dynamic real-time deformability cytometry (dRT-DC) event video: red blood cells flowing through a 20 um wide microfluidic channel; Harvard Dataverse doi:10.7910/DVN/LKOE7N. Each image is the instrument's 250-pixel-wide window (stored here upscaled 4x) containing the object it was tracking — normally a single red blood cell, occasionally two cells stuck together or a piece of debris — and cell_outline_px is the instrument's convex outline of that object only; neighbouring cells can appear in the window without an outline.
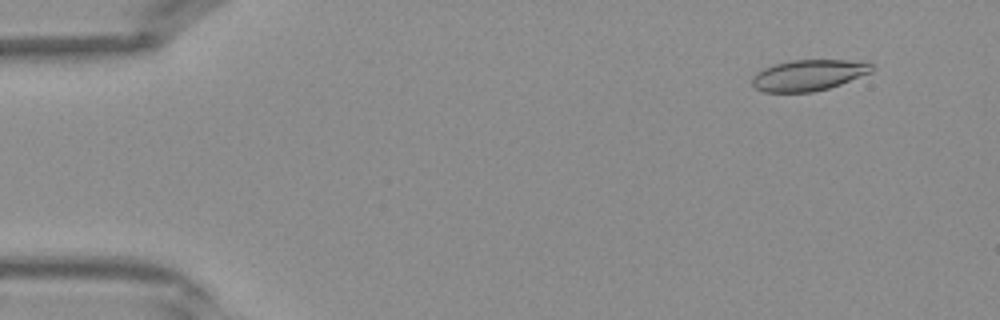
{"species": "Egyptian fruit bat (a non-hibernating species)", "species_latin": "Rousettus aegyptiacus", "temperature_condition": "warm", "stored_images_in_passage": 42, "segment_of_instrument_passage": [1, 2], "camera_frame_rate_fps": 3000, "um_per_image_px": 0.085, "frame": {"image": 1, "passage_image": 4, "time_ms": 1.0, "image_size_px": [1000, 320], "cell_outline_px": [[872, 72], [840, 84], [828, 88], [812, 92], [764, 92], [756, 88], [752, 84], [752, 76], [756, 72], [764, 68], [776, 64], [792, 60], [864, 60], [872, 64]], "centroid_in_image_um": [68.74, 6.38], "position_along_channel_um": 16.3, "area_um2": 21.62}}
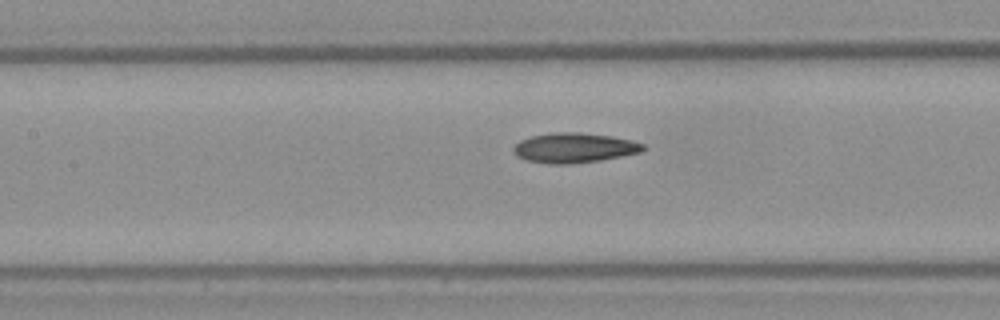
{"frame": {"image": 2, "passage_image": 19, "time_ms": 6.0, "image_size_px": [1000, 320], "cell_outline_px": [[644, 148], [640, 152], [600, 160], [572, 164], [548, 164], [524, 160], [516, 156], [512, 148], [520, 140], [532, 136], [552, 132], [580, 132], [612, 136], [632, 140], [644, 144]], "centroid_in_image_um": [48.76, 12.56], "position_along_channel_um": 158.6, "area_um2": 22.66}}
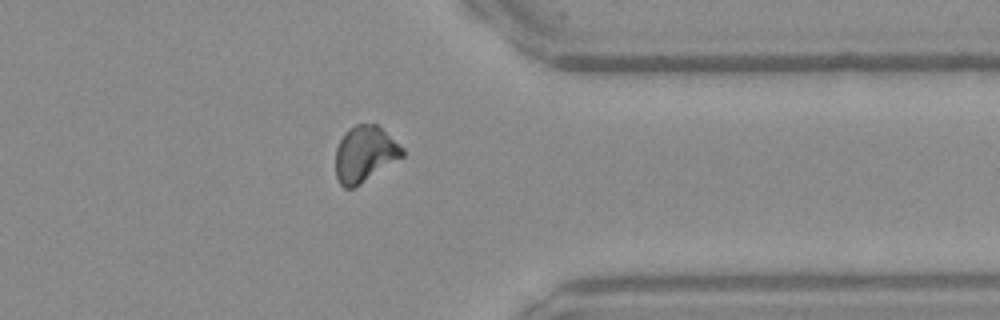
{"frame": {"image": 3, "passage_image": 33, "time_ms": 10.667, "image_size_px": [1000, 320], "cell_outline_px": [[404, 156], [360, 184], [352, 188], [344, 188], [340, 184], [336, 176], [336, 148], [344, 132], [348, 128], [356, 124], [376, 124], [404, 148]], "centroid_in_image_um": [31.0, 13.09], "position_along_channel_um": 380.4, "area_um2": 21.68}}